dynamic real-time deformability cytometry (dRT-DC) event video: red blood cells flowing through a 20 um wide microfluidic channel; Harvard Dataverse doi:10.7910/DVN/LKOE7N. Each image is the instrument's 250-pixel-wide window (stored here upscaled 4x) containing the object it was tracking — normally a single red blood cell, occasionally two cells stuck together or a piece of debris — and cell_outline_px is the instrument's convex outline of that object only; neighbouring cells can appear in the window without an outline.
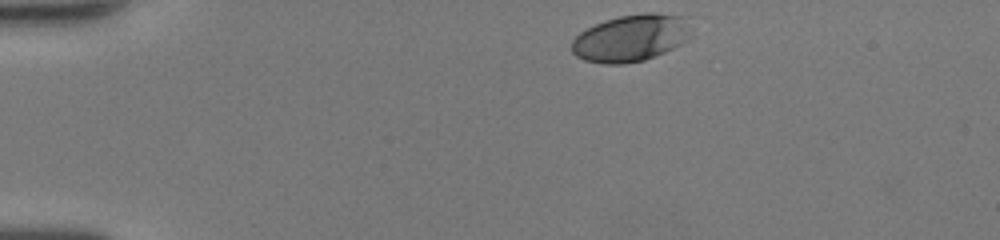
{"species": "human", "species_latin": "Homo sapiens", "temperature_condition": "room temperature", "stored_images_in_passage": 35, "camera_frame_rate_fps": 3000, "um_per_image_px": 0.085, "donor": {"sex": "female"}, "frame": {"image": 1, "passage_image": 1, "time_ms": 0.0, "image_size_px": [1000, 240], "cell_outline_px": [[680, 44], [664, 52], [644, 60], [624, 64], [604, 64], [584, 60], [576, 56], [572, 52], [572, 40], [580, 32], [596, 24], [620, 16], [644, 12], [652, 12], [680, 16]], "centroid_in_image_um": [53.4, 3.27], "position_along_channel_um": 31.6, "area_um2": 30.98}}
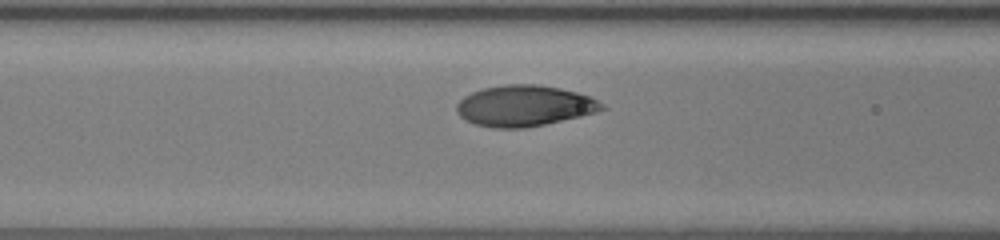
{"frame": {"image": 2, "passage_image": 13, "time_ms": 4.0, "image_size_px": [1000, 240], "cell_outline_px": [[608, 108], [596, 112], [580, 116], [544, 124], [524, 128], [496, 128], [476, 124], [460, 116], [456, 112], [456, 104], [464, 96], [472, 92], [484, 88], [504, 84], [536, 84], [560, 88], [576, 92], [588, 96], [604, 104]], "centroid_in_image_um": [44.57, 8.99], "position_along_channel_um": 122.0, "area_um2": 34.45}}
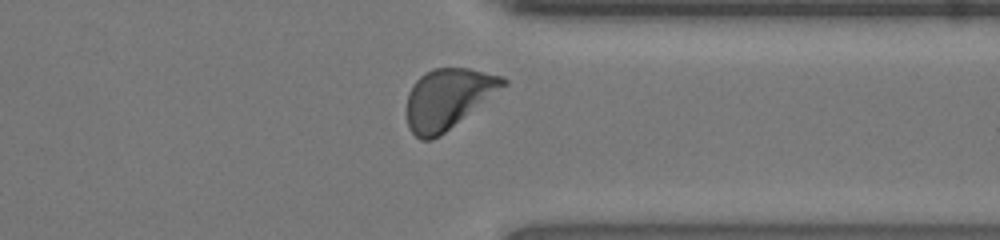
{"frame": {"image": 3, "passage_image": 31, "time_ms": 10.0, "image_size_px": [1000, 240], "cell_outline_px": [[508, 84], [440, 136], [432, 140], [420, 140], [408, 128], [408, 92], [416, 80], [424, 72], [432, 68], [468, 68], [504, 76], [508, 80]], "centroid_in_image_um": [38.09, 8.37], "position_along_channel_um": 373.3, "area_um2": 33.7}, "authors_computed_cell_mechanics": {"area_um2": 33.6974, "velocity_mm_per_s": 4.1905, "shape_relaxation_time_tau1_ms": 1.7151, "shape_relaxation_time_tau2_ms": null, "deformation_change_tau1": 0.1314, "deformation_change_tau2": null}}